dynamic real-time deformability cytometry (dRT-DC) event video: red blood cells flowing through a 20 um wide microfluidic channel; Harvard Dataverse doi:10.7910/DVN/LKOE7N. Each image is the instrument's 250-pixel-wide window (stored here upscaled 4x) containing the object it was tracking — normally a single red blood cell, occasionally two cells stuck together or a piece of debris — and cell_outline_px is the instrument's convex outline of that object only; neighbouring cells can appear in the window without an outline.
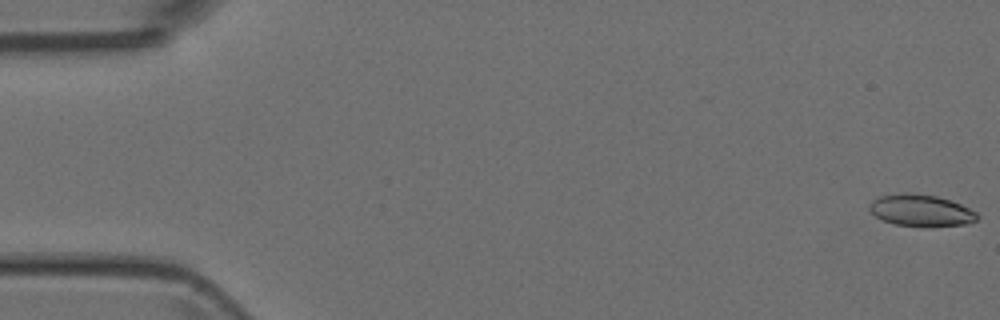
{"species": "Egyptian fruit bat (a non-hibernating species)", "species_latin": "Rousettus aegyptiacus", "temperature_condition": "room temperature", "stored_images_in_passage": 44, "camera_frame_rate_fps": 3000, "um_per_image_px": 0.085, "animal": {"sex": "female"}, "frame": {"image": 1, "passage_image": 1, "time_ms": 0.0, "image_size_px": [1000, 320], "cell_outline_px": [[980, 216], [976, 220], [964, 224], [896, 224], [884, 220], [876, 216], [868, 208], [868, 204], [872, 200], [880, 196], [936, 196], [960, 204], [976, 212]], "centroid_in_image_um": [78.29, 17.89], "position_along_channel_um": 6.7, "area_um2": 18.21}}
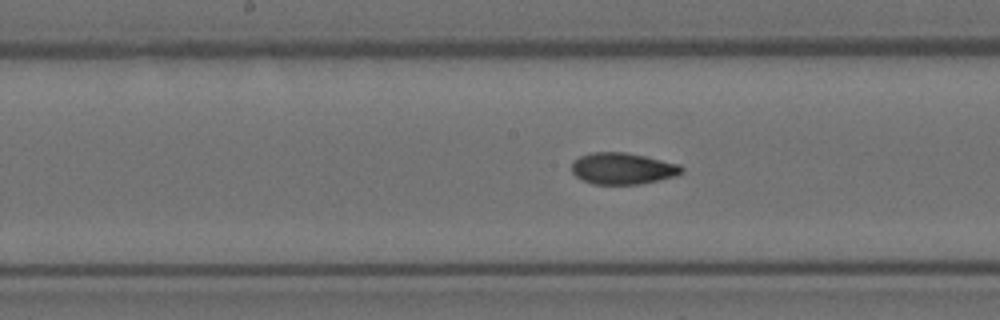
{"frame": {"image": 2, "passage_image": 26, "time_ms": 8.333, "image_size_px": [1000, 320], "cell_outline_px": [[684, 172], [676, 176], [640, 184], [592, 184], [576, 176], [572, 172], [572, 164], [580, 156], [592, 152], [624, 152], [644, 156], [680, 164], [684, 168]], "centroid_in_image_um": [52.96, 14.32], "position_along_channel_um": 195.2, "area_um2": 20.11}}
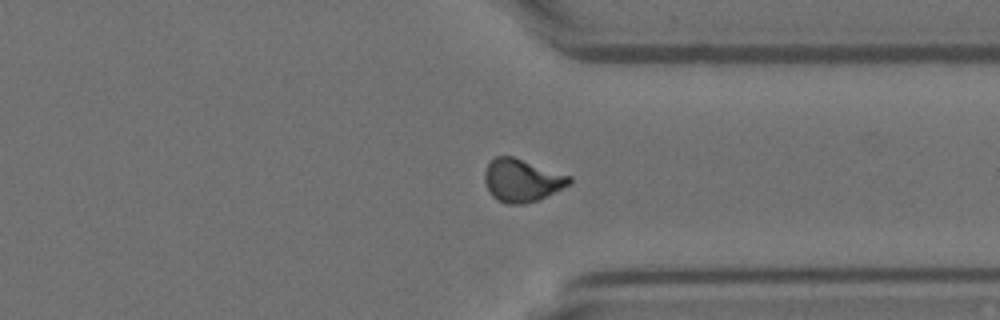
{"frame": {"image": 3, "passage_image": 39, "time_ms": 12.667, "image_size_px": [1000, 320], "cell_outline_px": [[572, 184], [536, 200], [524, 204], [508, 204], [492, 196], [484, 180], [484, 172], [488, 164], [496, 156], [512, 156], [572, 176]], "centroid_in_image_um": [44.38, 15.32], "position_along_channel_um": 367.0, "area_um2": 20.92}}